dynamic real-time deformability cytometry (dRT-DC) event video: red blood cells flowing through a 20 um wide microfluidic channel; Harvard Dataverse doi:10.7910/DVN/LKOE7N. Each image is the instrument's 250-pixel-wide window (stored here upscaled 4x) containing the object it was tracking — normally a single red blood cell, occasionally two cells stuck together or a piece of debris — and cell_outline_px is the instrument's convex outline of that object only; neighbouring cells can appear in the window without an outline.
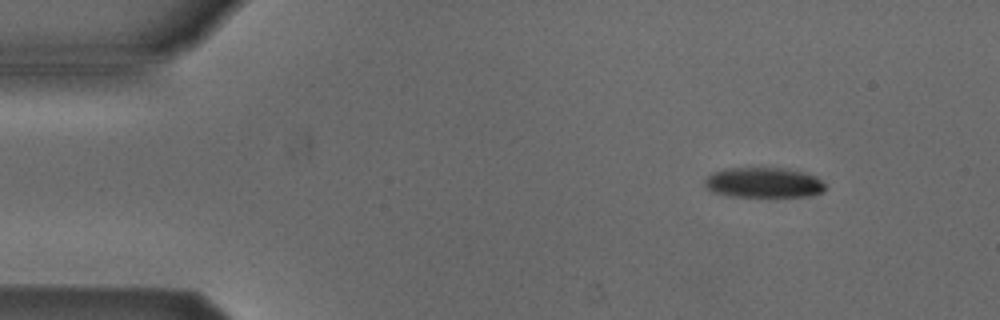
{"species": "Egyptian fruit bat (a non-hibernating species)", "species_latin": "Rousettus aegyptiacus", "temperature_condition": "cold", "stored_images_in_passage": 52, "camera_frame_rate_fps": 3000, "um_per_image_px": 0.085, "animal": {"sex": "male"}, "frame": {"image": 1, "passage_image": 6, "time_ms": 1.667, "image_size_px": [1000, 320], "cell_outline_px": [[824, 192], [812, 196], [776, 200], [772, 200], [728, 196], [712, 192], [704, 184], [704, 180], [712, 172], [728, 168], [784, 168], [816, 176], [824, 184]], "centroid_in_image_um": [64.93, 15.6], "position_along_channel_um": 20.1, "area_um2": 22.37}}
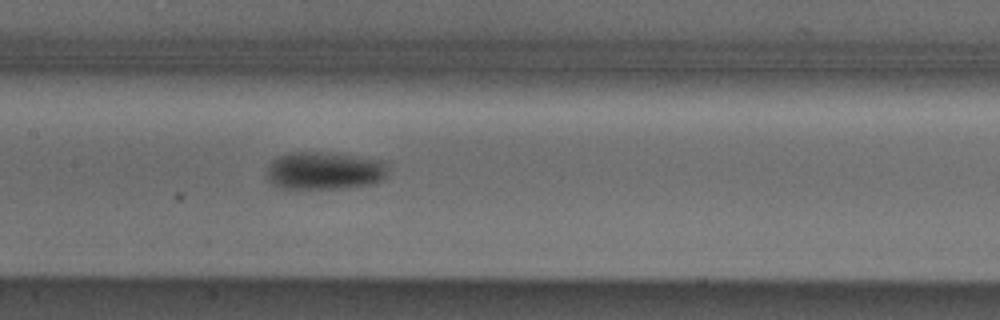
{"frame": {"image": 2, "passage_image": 25, "time_ms": 8.0, "image_size_px": [1000, 320], "cell_outline_px": [[388, 176], [376, 184], [344, 188], [280, 188], [272, 184], [264, 176], [264, 172], [272, 160], [280, 156], [292, 152], [320, 152], [388, 160]], "centroid_in_image_um": [27.62, 14.52], "position_along_channel_um": 179.8, "area_um2": 27.22}}
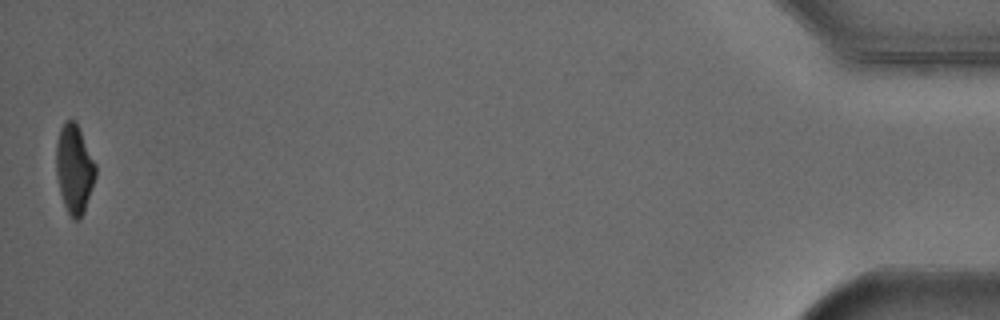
{"frame": {"image": 3, "passage_image": 52, "time_ms": 17.0, "image_size_px": [1000, 320], "cell_outline_px": [[96, 176], [84, 212], [80, 220], [72, 220], [64, 204], [60, 192], [56, 176], [56, 144], [60, 128], [64, 120], [76, 120], [96, 164]], "centroid_in_image_um": [6.31, 14.34], "position_along_channel_um": 428.9, "area_um2": 20.63}, "authors_computed_cell_mechanics": {"area_um2": 23.7847, "velocity_mm_per_s": 3.8704, "shape_relaxation_time_tau1_ms": 2.3476, "shape_relaxation_time_tau2_ms": null, "deformation_change_tau1": 0.118, "deformation_change_tau2": null}}